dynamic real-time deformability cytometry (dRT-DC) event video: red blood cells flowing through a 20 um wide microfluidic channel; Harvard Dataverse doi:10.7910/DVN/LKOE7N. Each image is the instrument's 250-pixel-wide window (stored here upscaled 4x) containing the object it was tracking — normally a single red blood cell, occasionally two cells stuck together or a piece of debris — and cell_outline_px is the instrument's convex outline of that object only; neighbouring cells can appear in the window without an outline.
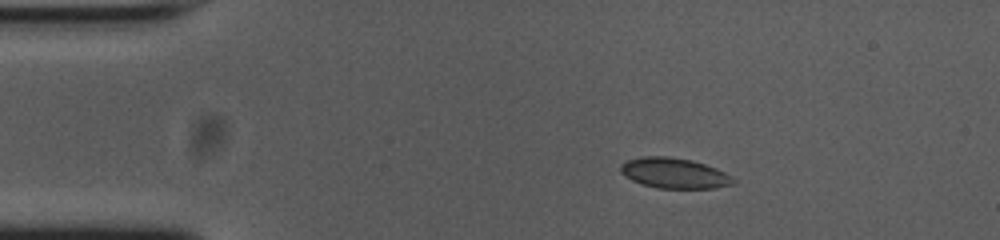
{"species": "common noctule bat (a hibernating species)", "species_latin": "Nyctalus noctula", "temperature_condition": "cold", "stored_images_in_passage": 46, "camera_frame_rate_fps": 3000, "um_per_image_px": 0.085, "animal": {"sex": "female", "body_mass_g": 23.0, "forearm_length_mm": 53.4}, "frame": {"image": 1, "passage_image": 1, "time_ms": 0.0, "image_size_px": [1000, 240], "cell_outline_px": [[736, 180], [732, 184], [716, 188], [656, 188], [640, 184], [624, 176], [620, 172], [620, 164], [628, 160], [644, 156], [668, 156], [692, 160], [716, 168], [732, 176]], "centroid_in_image_um": [57.29, 14.72], "position_along_channel_um": 27.7, "area_um2": 20.06}}
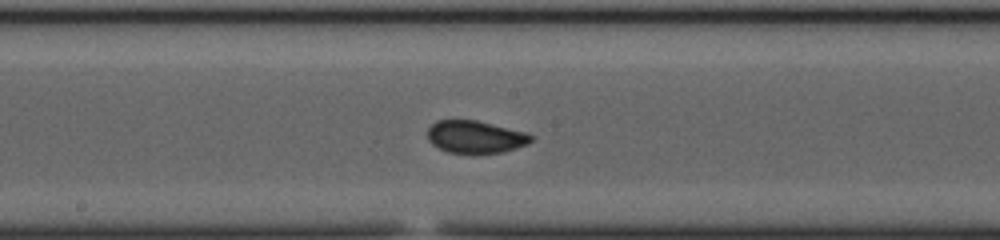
{"frame": {"image": 2, "passage_image": 20, "time_ms": 6.333, "image_size_px": [1000, 240], "cell_outline_px": [[532, 140], [528, 144], [504, 152], [472, 156], [448, 152], [432, 144], [428, 140], [428, 128], [436, 120], [476, 120], [524, 132], [532, 136]], "centroid_in_image_um": [40.38, 11.68], "position_along_channel_um": 207.8, "area_um2": 20.0}}
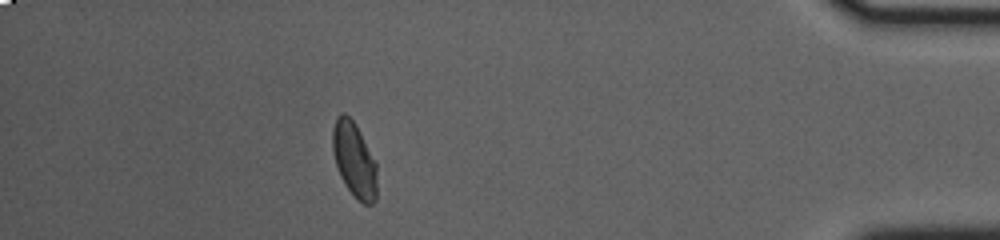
{"frame": {"image": 3, "passage_image": 40, "time_ms": 13.0, "image_size_px": [1000, 240], "cell_outline_px": [[376, 200], [372, 204], [364, 204], [356, 200], [344, 184], [340, 176], [336, 164], [332, 148], [332, 128], [336, 116], [340, 112], [344, 112], [356, 124], [376, 164]], "centroid_in_image_um": [30.08, 13.58], "position_along_channel_um": 405.1, "area_um2": 19.48}}